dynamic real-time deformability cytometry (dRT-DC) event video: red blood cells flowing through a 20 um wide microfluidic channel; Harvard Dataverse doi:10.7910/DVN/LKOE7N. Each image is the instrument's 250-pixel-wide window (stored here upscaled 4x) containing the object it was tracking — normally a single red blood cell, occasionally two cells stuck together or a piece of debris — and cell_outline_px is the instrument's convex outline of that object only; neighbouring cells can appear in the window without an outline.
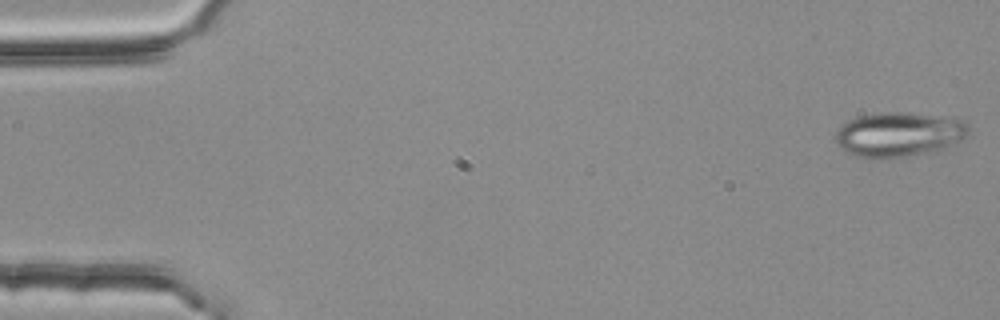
{"species": "common noctule bat (a hibernating species)", "species_latin": "Nyctalus noctula", "temperature_condition": "room temperature", "stored_images_in_passage": 5, "camera_frame_rate_fps": 3000, "um_per_image_px": 0.085, "animal": {"sex": "female", "body_mass_g": 25.1}, "frame": {"image": 1, "passage_image": 1, "time_ms": 0.0, "image_size_px": [1000, 320], "cell_outline_px": [[972, 128], [964, 140], [948, 148], [936, 152], [888, 160], [872, 160], [852, 156], [840, 148], [836, 144], [836, 132], [848, 120], [860, 116], [880, 112], [908, 112], [956, 116], [968, 120]], "centroid_in_image_um": [76.53, 11.45], "position_along_channel_um": 8.5, "area_um2": 36.59}}